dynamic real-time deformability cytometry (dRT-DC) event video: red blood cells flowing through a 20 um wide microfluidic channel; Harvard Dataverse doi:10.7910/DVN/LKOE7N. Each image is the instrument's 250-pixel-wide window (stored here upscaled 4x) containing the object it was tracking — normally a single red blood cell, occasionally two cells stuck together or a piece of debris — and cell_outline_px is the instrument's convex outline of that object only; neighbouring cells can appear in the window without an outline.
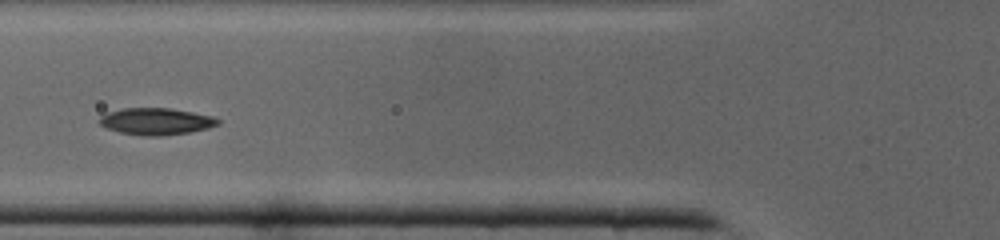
{"species": "common noctule bat (a hibernating species)", "species_latin": "Nyctalus noctula", "temperature_condition": "cold", "stored_images_in_passage": 41, "camera_frame_rate_fps": 3000, "um_per_image_px": 0.085, "animal": {"sex": "male", "body_mass_g": 19.0, "forearm_length_mm": 50.8}, "frame": {"image": 1, "passage_image": 15, "time_ms": 4.667, "image_size_px": [1000, 240], "cell_outline_px": [[220, 124], [208, 128], [188, 132], [160, 136], [144, 136], [120, 132], [108, 128], [100, 124], [96, 120], [100, 116], [108, 112], [124, 108], [168, 108], [192, 112], [212, 116], [220, 120]], "centroid_in_image_um": [13.25, 10.31], "position_along_channel_um": 112.5, "area_um2": 18.44}}
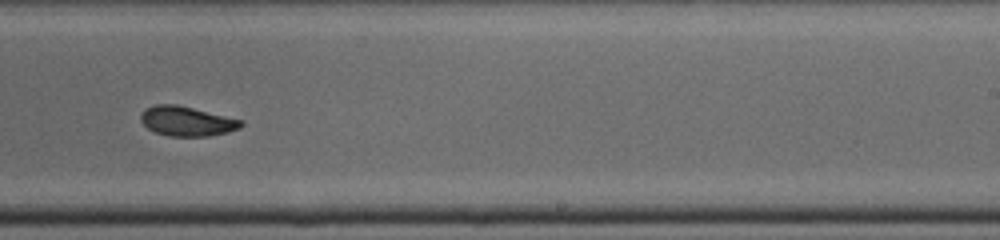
{"frame": {"image": 2, "passage_image": 25, "time_ms": 8.0, "image_size_px": [1000, 240], "cell_outline_px": [[244, 124], [240, 128], [228, 132], [208, 136], [168, 136], [156, 132], [148, 128], [140, 120], [140, 116], [144, 108], [156, 104], [176, 104], [244, 120]], "centroid_in_image_um": [15.89, 10.29], "position_along_channel_um": 273.1, "area_um2": 17.4}}
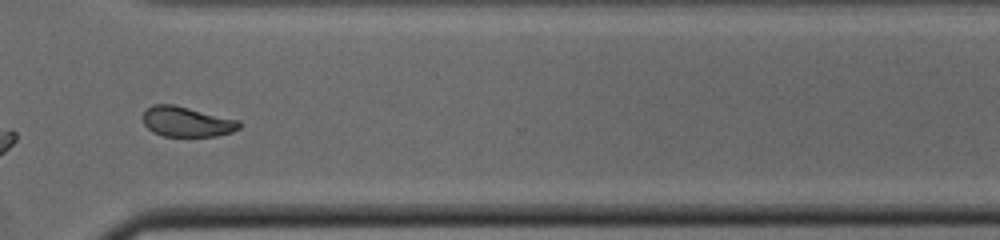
{"frame": {"image": 3, "passage_image": 30, "time_ms": 9.667, "image_size_px": [1000, 240], "cell_outline_px": [[240, 128], [232, 132], [216, 136], [164, 136], [152, 132], [144, 124], [144, 112], [152, 104], [176, 104], [240, 120]], "centroid_in_image_um": [15.9, 10.33], "position_along_channel_um": 354.7, "area_um2": 17.05}}